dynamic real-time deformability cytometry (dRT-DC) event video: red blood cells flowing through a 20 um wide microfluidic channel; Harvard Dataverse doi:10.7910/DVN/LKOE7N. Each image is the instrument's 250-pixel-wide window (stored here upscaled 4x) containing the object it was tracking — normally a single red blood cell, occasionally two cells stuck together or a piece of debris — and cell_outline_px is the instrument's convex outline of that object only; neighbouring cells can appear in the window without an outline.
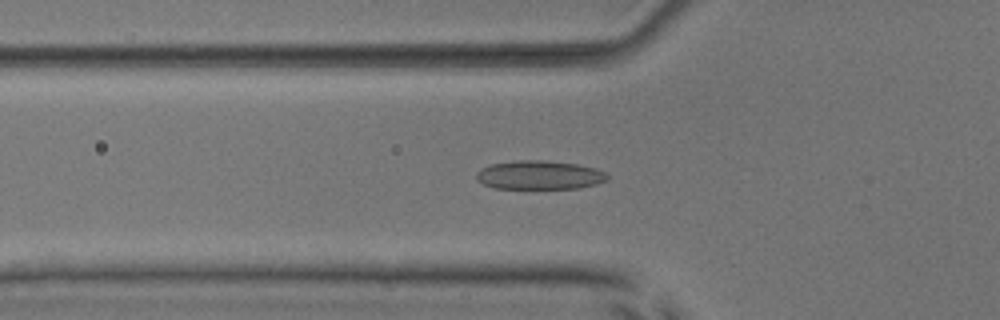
{"species": "common noctule bat (a hibernating species)", "species_latin": "Nyctalus noctula", "temperature_condition": "room temperature", "stored_images_in_passage": 39, "camera_frame_rate_fps": 3000, "um_per_image_px": 0.085, "animal": {"sex": "male", "body_mass_g": 17.9, "forearm_length_mm": 54.2}, "frame": {"image": 1, "passage_image": 10, "time_ms": 3.0, "image_size_px": [1000, 320], "cell_outline_px": [[608, 180], [596, 184], [576, 188], [492, 188], [476, 180], [476, 172], [480, 168], [492, 164], [520, 160], [544, 160], [576, 164], [596, 168], [604, 172], [608, 176]], "centroid_in_image_um": [45.83, 14.88], "position_along_channel_um": 80.0, "area_um2": 21.91}}
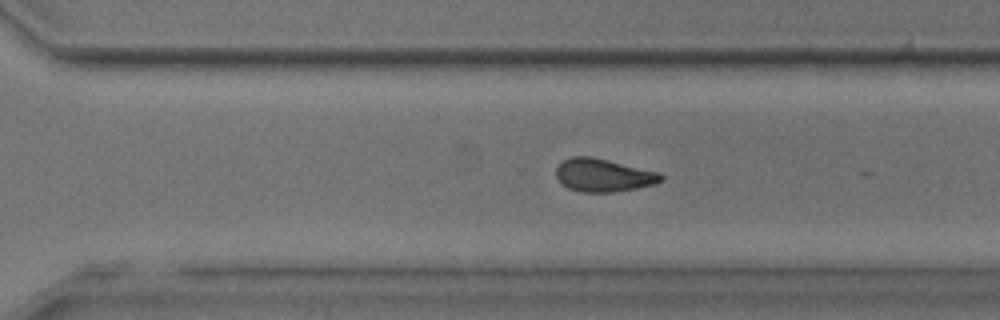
{"frame": {"image": 2, "passage_image": 28, "time_ms": 9.0, "image_size_px": [1000, 320], "cell_outline_px": [[664, 180], [652, 184], [636, 188], [612, 192], [580, 192], [568, 188], [556, 176], [556, 168], [564, 160], [572, 156], [592, 156], [660, 172], [664, 176]], "centroid_in_image_um": [51.3, 14.88], "position_along_channel_um": 319.3, "area_um2": 20.11}}
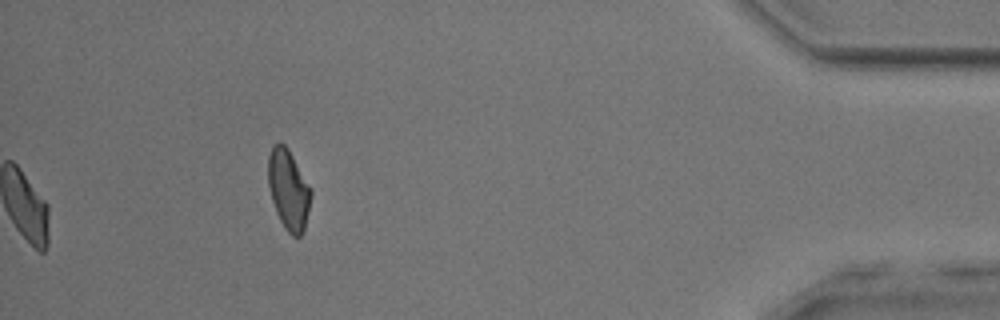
{"frame": {"image": 3, "passage_image": 39, "time_ms": 12.667, "image_size_px": [1000, 320], "cell_outline_px": [[312, 196], [304, 232], [300, 236], [292, 236], [284, 228], [276, 212], [272, 200], [268, 184], [268, 156], [272, 144], [280, 140], [288, 148], [312, 188]], "centroid_in_image_um": [24.53, 16.09], "position_along_channel_um": 410.7, "area_um2": 20.4}, "authors_computed_cell_mechanics": {"area_um2": 20.6924, "velocity_mm_per_s": 3.9892, "shape_relaxation_time_tau1_ms": 5.7508, "shape_relaxation_time_tau2_ms": 2.4287, "deformation_change_tau1": 0.1568, "deformation_change_tau2": 0.0688}}